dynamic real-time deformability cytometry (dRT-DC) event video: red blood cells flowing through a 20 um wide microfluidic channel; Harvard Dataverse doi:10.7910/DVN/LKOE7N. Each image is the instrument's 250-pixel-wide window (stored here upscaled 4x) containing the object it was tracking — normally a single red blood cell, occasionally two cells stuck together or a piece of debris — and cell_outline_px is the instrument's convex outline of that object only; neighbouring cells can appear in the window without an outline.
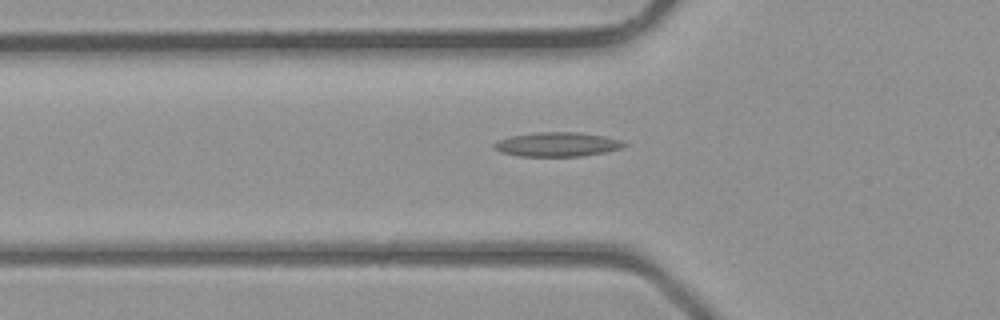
{"species": "common noctule bat (a hibernating species)", "species_latin": "Nyctalus noctula", "temperature_condition": "room temperature", "stored_images_in_passage": 29, "camera_frame_rate_fps": 3000, "um_per_image_px": 0.085, "animal": {"sex": "male", "body_mass_g": 23.1, "forearm_length_mm": 52.7}, "frame": {"image": 1, "passage_image": 7, "time_ms": 2.0, "image_size_px": [1000, 320], "cell_outline_px": [[628, 144], [624, 148], [604, 152], [580, 156], [520, 156], [500, 152], [492, 148], [492, 144], [500, 140], [512, 136], [540, 132], [580, 132], [604, 136], [620, 140]], "centroid_in_image_um": [47.38, 12.27], "position_along_channel_um": 78.4, "area_um2": 18.32}}
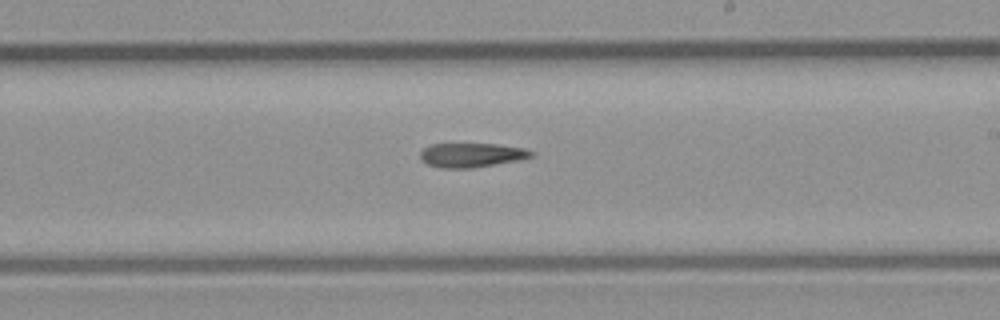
{"frame": {"image": 2, "passage_image": 17, "time_ms": 5.333, "image_size_px": [1000, 320], "cell_outline_px": [[536, 156], [516, 160], [472, 168], [440, 168], [428, 164], [420, 160], [420, 152], [424, 148], [432, 144], [500, 144], [524, 148], [536, 152]], "centroid_in_image_um": [40.1, 13.18], "position_along_channel_um": 248.9, "area_um2": 15.72}}
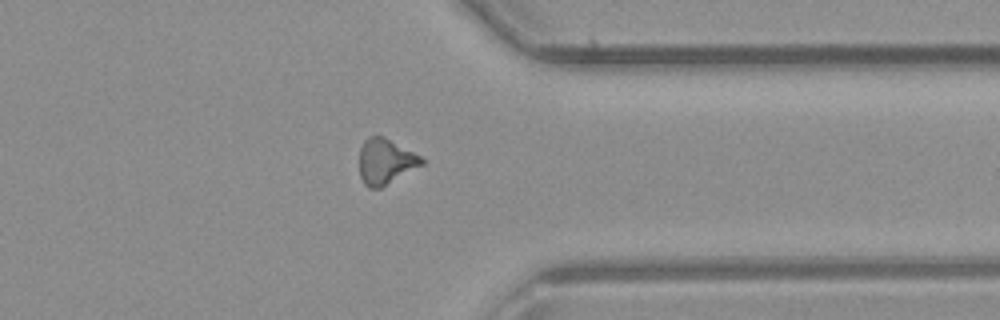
{"frame": {"image": 3, "passage_image": 25, "time_ms": 8.0, "image_size_px": [1000, 320], "cell_outline_px": [[424, 164], [380, 188], [368, 188], [364, 184], [360, 176], [360, 148], [364, 140], [372, 136], [384, 136], [420, 156], [424, 160]], "centroid_in_image_um": [32.76, 13.73], "position_along_channel_um": 378.6, "area_um2": 16.36}}